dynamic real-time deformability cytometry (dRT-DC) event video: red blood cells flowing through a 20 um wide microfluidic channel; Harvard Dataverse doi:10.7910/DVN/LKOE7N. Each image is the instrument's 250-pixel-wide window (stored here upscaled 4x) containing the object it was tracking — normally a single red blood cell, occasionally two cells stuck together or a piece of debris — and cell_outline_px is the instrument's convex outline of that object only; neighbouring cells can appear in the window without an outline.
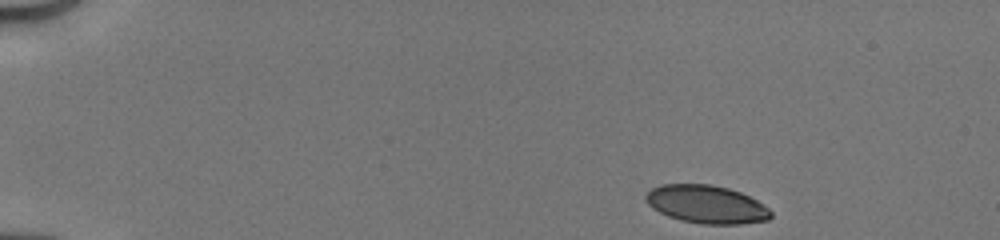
{"species": "human", "species_latin": "Homo sapiens", "temperature_condition": "cold", "stored_images_in_passage": 44, "camera_frame_rate_fps": 3000, "um_per_image_px": 0.085, "donor": {"sex": "male"}, "frame": {"image": 1, "passage_image": 1, "time_ms": 0.0, "image_size_px": [1000, 240], "cell_outline_px": [[772, 216], [768, 220], [740, 224], [704, 224], [680, 220], [668, 216], [652, 208], [644, 200], [644, 196], [652, 188], [660, 184], [712, 184], [728, 188], [740, 192], [764, 204], [772, 212]], "centroid_in_image_um": [60.04, 17.36], "position_along_channel_um": 25.0, "area_um2": 27.86}}
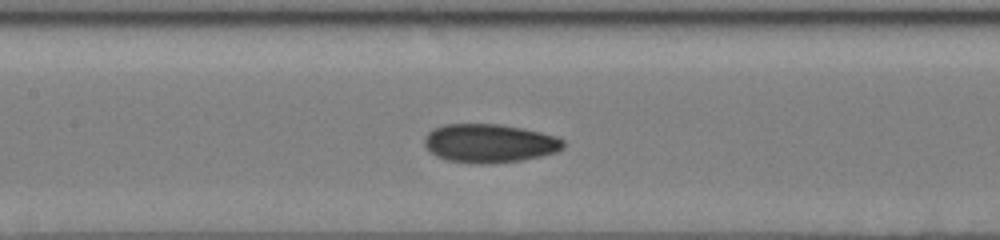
{"frame": {"image": 2, "passage_image": 19, "time_ms": 6.0, "image_size_px": [1000, 240], "cell_outline_px": [[564, 148], [556, 152], [540, 156], [520, 160], [492, 164], [476, 164], [448, 160], [436, 156], [428, 152], [424, 144], [424, 136], [432, 128], [444, 124], [500, 124], [524, 128], [556, 136], [564, 140]], "centroid_in_image_um": [41.57, 12.18], "position_along_channel_um": 165.8, "area_um2": 31.62}}
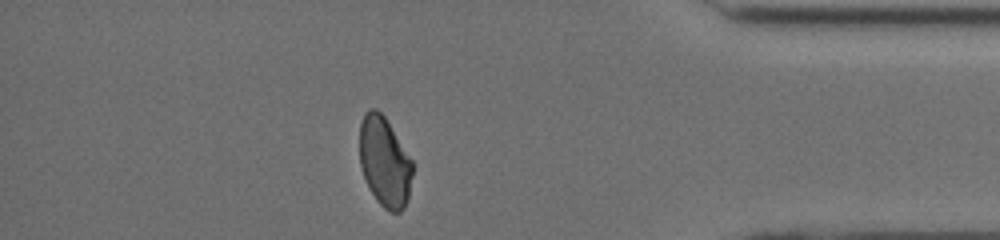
{"frame": {"image": 3, "passage_image": 38, "time_ms": 12.333, "image_size_px": [1000, 240], "cell_outline_px": [[412, 176], [408, 200], [404, 208], [400, 212], [392, 212], [384, 208], [376, 200], [360, 168], [360, 124], [364, 112], [368, 108], [376, 108], [384, 116], [412, 160]], "centroid_in_image_um": [32.69, 13.75], "position_along_channel_um": 402.5, "area_um2": 27.63}, "authors_computed_cell_mechanics": {"area_um2": 29.9115, "velocity_mm_per_s": 4.1507, "shape_relaxation_time_tau1_ms": 7.2603, "shape_relaxation_time_tau2_ms": 2.2163, "deformation_change_tau1": 0.1783, "deformation_change_tau2": 0.0691}}